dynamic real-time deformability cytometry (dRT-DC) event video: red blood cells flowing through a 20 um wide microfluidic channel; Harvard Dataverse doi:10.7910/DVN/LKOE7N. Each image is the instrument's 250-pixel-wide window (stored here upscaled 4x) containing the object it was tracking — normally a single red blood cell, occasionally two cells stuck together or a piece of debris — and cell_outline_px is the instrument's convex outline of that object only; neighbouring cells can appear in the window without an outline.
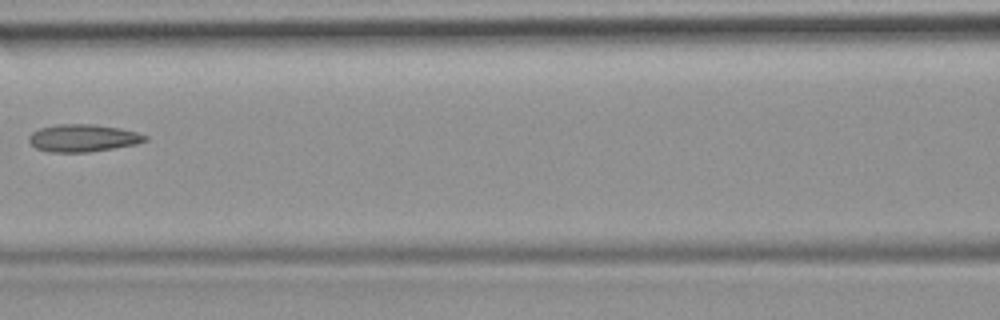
{"species": "common noctule bat (a hibernating species)", "species_latin": "Nyctalus noctula", "temperature_condition": "room temperature", "stored_images_in_passage": 6, "camera_frame_rate_fps": 3000, "um_per_image_px": 0.085, "animal": {"sex": "female", "body_mass_g": 19.9}, "frame": {"image": 1, "passage_image": 5, "time_ms": 4.667, "image_size_px": [1000, 320], "cell_outline_px": [[148, 140], [136, 144], [88, 152], [48, 152], [36, 148], [28, 140], [28, 136], [32, 132], [40, 128], [56, 124], [92, 124], [120, 128], [136, 132], [148, 136]], "centroid_in_image_um": [7.04, 11.73], "position_along_channel_um": 159.6, "area_um2": 18.55}}
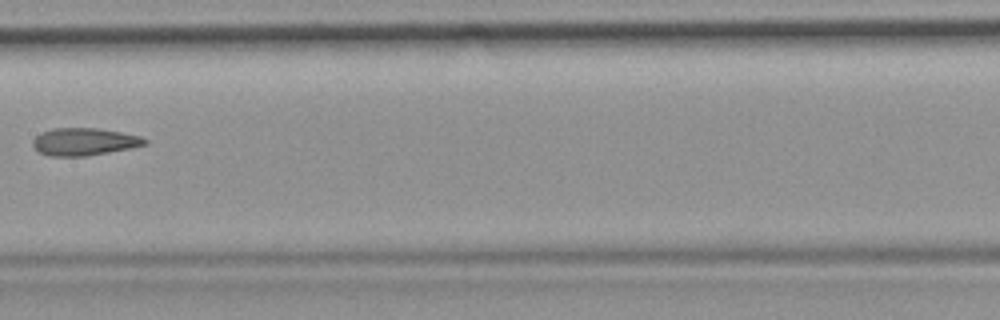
{"frame": {"image": 2, "passage_image": 6, "time_ms": 5.667, "image_size_px": [1000, 320], "cell_outline_px": [[148, 144], [132, 148], [84, 156], [48, 156], [40, 152], [32, 144], [32, 140], [36, 136], [44, 132], [56, 128], [96, 128], [120, 132], [140, 136], [148, 140]], "centroid_in_image_um": [7.18, 12.05], "position_along_channel_um": 200.2, "area_um2": 17.74}}